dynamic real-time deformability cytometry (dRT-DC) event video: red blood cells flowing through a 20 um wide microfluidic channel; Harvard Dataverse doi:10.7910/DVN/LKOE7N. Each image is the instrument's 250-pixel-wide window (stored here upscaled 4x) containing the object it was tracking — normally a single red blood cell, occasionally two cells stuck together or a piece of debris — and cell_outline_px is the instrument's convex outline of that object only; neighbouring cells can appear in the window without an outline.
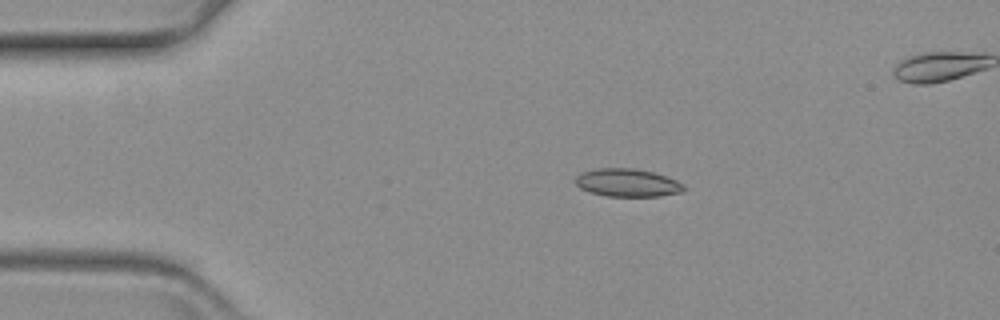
{"species": "common noctule bat (a hibernating species)", "species_latin": "Nyctalus noctula", "temperature_condition": "warm", "stored_images_in_passage": 60, "segment_of_instrument_passage": [1, 2], "camera_frame_rate_fps": 3000, "um_per_image_px": 0.085, "animal": {"sex": "female", "body_mass_g": 19.3, "forearm_length_mm": 54.1}, "frame": {"image": 1, "passage_image": 11, "time_ms": 3.333, "image_size_px": [1000, 320], "cell_outline_px": [[688, 188], [684, 192], [660, 196], [604, 196], [588, 192], [580, 188], [576, 184], [576, 176], [580, 172], [596, 168], [632, 168], [652, 172], [676, 180], [684, 184]], "centroid_in_image_um": [53.33, 15.54], "position_along_channel_um": 31.7, "area_um2": 17.86}}
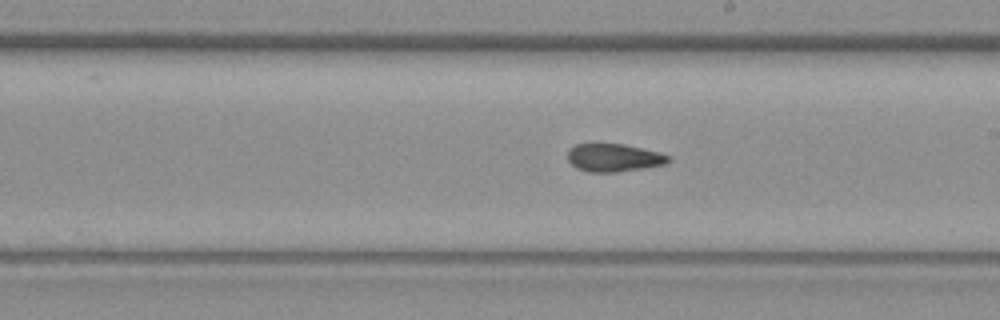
{"frame": {"image": 2, "passage_image": 33, "time_ms": 10.667, "image_size_px": [1000, 320], "cell_outline_px": [[672, 160], [668, 164], [616, 172], [588, 172], [576, 168], [568, 160], [568, 148], [576, 144], [624, 144], [656, 152], [668, 156]], "centroid_in_image_um": [52.15, 13.41], "position_along_channel_um": 236.9, "area_um2": 16.3}}
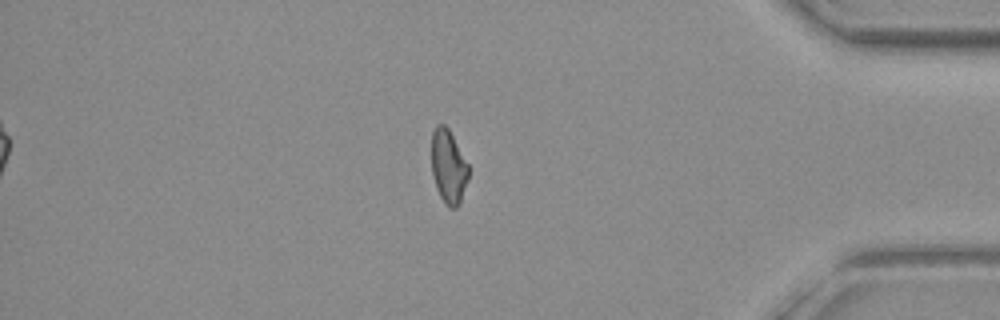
{"frame": {"image": 3, "passage_image": 50, "time_ms": 16.333, "image_size_px": [1000, 320], "cell_outline_px": [[468, 180], [460, 200], [456, 208], [448, 208], [444, 204], [436, 188], [432, 172], [432, 132], [436, 124], [444, 124], [448, 128], [468, 164]], "centroid_in_image_um": [38.1, 14.17], "position_along_channel_um": 397.1, "area_um2": 15.78}}